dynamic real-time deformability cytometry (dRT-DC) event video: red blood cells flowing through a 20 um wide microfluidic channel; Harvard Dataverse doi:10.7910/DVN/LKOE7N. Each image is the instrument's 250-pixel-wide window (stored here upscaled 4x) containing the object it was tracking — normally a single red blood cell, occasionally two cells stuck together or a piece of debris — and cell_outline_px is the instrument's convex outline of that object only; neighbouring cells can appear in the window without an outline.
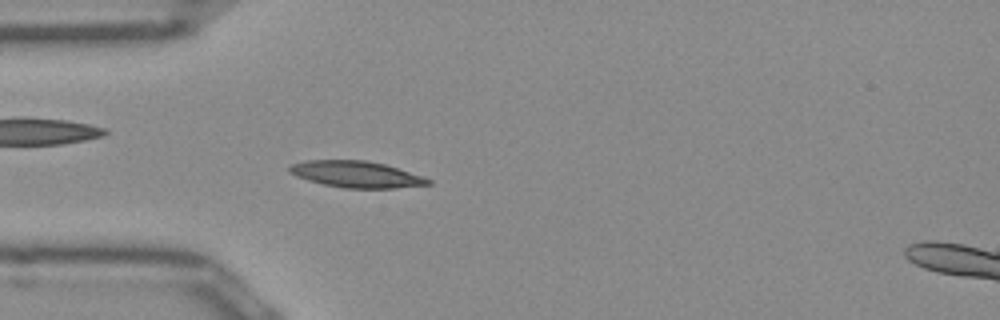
{"species": "Egyptian fruit bat (a non-hibernating species)", "species_latin": "Rousettus aegyptiacus", "temperature_condition": "room temperature", "stored_images_in_passage": 43, "camera_frame_rate_fps": 3000, "um_per_image_px": 0.085, "frame": {"image": 1, "passage_image": 13, "time_ms": 4.0, "image_size_px": [1000, 320], "cell_outline_px": [[432, 184], [392, 188], [344, 188], [324, 184], [308, 180], [296, 176], [288, 172], [288, 168], [292, 164], [304, 160], [368, 160], [384, 164], [424, 176], [432, 180]], "centroid_in_image_um": [30.29, 14.81], "position_along_channel_um": 54.7, "area_um2": 21.39}}
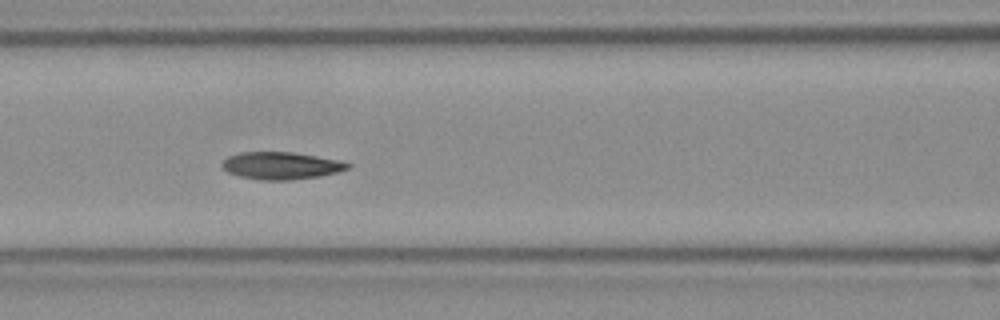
{"frame": {"image": 2, "passage_image": 20, "time_ms": 6.333, "image_size_px": [1000, 320], "cell_outline_px": [[352, 164], [348, 168], [336, 172], [320, 176], [288, 180], [260, 180], [240, 176], [228, 172], [220, 164], [228, 156], [240, 152], [292, 152], [340, 160]], "centroid_in_image_um": [23.88, 14.07], "position_along_channel_um": 142.7, "area_um2": 19.88}}
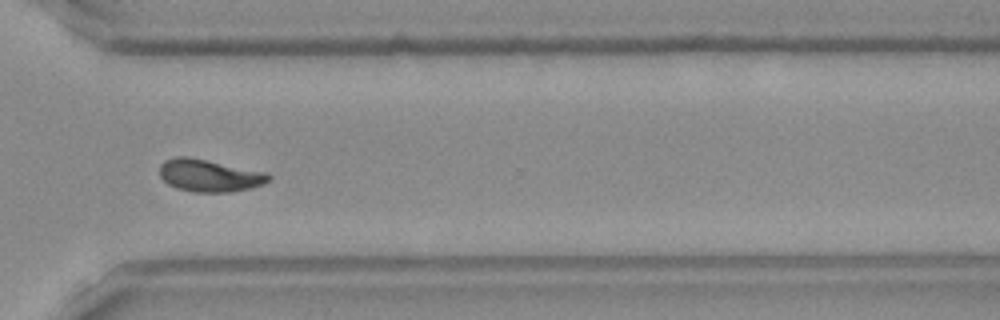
{"frame": {"image": 3, "passage_image": 36, "time_ms": 11.667, "image_size_px": [1000, 320], "cell_outline_px": [[272, 176], [264, 184], [252, 188], [232, 192], [192, 192], [176, 188], [168, 184], [160, 176], [160, 164], [164, 160], [176, 156], [188, 156], [268, 172]], "centroid_in_image_um": [17.81, 14.92], "position_along_channel_um": 352.8, "area_um2": 20.87}, "authors_computed_cell_mechanics": {"area_um2": 20.1144, "velocity_mm_per_s": 3.9393, "shape_relaxation_time_tau1_ms": 4.2659, "shape_relaxation_time_tau2_ms": 3.1614, "deformation_change_tau1": 0.1662, "deformation_change_tau2": 0.073}}